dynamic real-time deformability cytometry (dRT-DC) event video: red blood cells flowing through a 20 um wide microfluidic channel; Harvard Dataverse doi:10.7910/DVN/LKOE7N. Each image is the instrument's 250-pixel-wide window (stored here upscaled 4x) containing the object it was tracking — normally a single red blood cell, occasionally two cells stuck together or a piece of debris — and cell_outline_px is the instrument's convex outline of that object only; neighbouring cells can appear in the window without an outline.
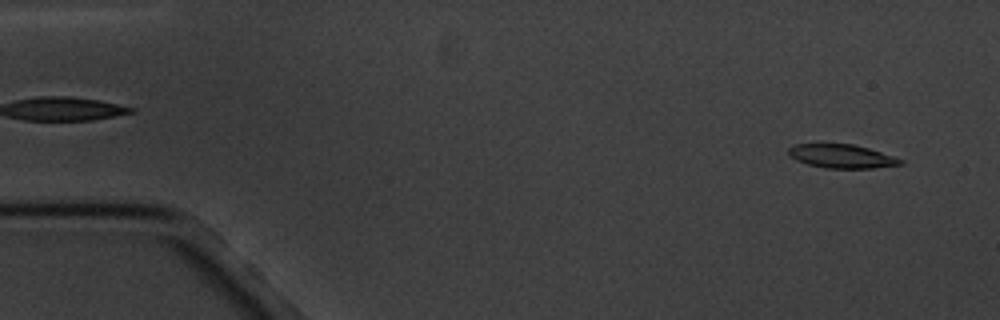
{"species": "common noctule bat (a hibernating species)", "species_latin": "Nyctalus noctula", "temperature_condition": "cold", "stored_images_in_passage": 5, "camera_frame_rate_fps": 3000, "um_per_image_px": 0.085, "animal": {"sex": "male", "body_mass_g": 20.1, "forearm_length_mm": 53.5}, "frame": {"image": 1, "passage_image": 1, "time_ms": 0.0, "image_size_px": [1000, 320], "cell_outline_px": [[904, 164], [872, 168], [824, 168], [808, 164], [796, 160], [788, 152], [788, 148], [796, 144], [824, 140], [852, 144], [868, 148], [904, 160]], "centroid_in_image_um": [71.48, 13.23], "position_along_channel_um": 13.5, "area_um2": 16.07}}
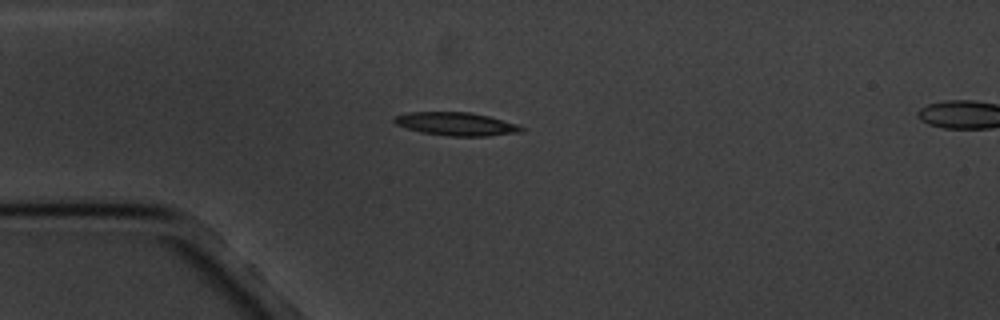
{"frame": {"image": 2, "passage_image": 4, "time_ms": 3.667, "image_size_px": [1000, 320], "cell_outline_px": [[524, 132], [488, 136], [448, 136], [420, 132], [396, 124], [392, 120], [392, 116], [408, 112], [468, 112], [488, 116], [516, 124], [524, 128]], "centroid_in_image_um": [38.75, 10.54], "position_along_channel_um": 46.2, "area_um2": 17.22}}